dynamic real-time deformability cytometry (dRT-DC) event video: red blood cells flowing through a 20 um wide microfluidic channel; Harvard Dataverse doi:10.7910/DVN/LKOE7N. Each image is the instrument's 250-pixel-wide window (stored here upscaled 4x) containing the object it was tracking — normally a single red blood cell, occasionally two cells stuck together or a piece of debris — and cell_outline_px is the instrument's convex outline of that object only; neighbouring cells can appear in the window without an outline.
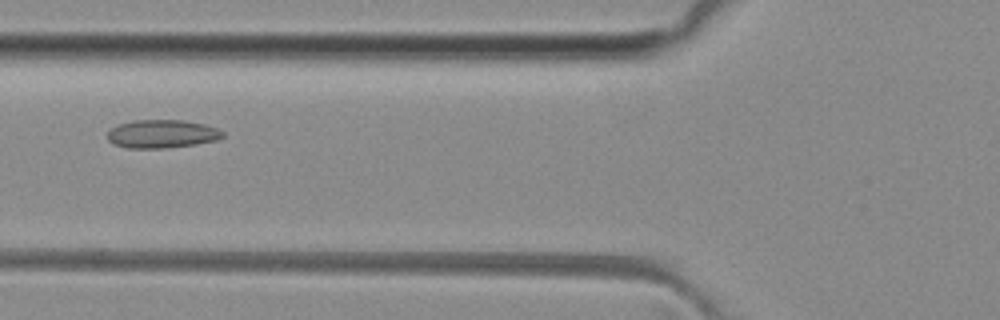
{"species": "common noctule bat (a hibernating species)", "species_latin": "Nyctalus noctula", "temperature_condition": "room temperature", "stored_images_in_passage": 48, "camera_frame_rate_fps": 3000, "um_per_image_px": 0.085, "animal": {"sex": "female", "body_mass_g": 29.2, "forearm_length_mm": 56.3}, "frame": {"image": 1, "passage_image": 17, "time_ms": 5.333, "image_size_px": [1000, 320], "cell_outline_px": [[224, 136], [216, 140], [196, 144], [164, 148], [128, 148], [112, 144], [108, 140], [108, 132], [112, 128], [120, 124], [132, 120], [184, 120], [204, 124], [216, 128], [224, 132]], "centroid_in_image_um": [13.76, 11.38], "position_along_channel_um": 112.0, "area_um2": 18.96}}
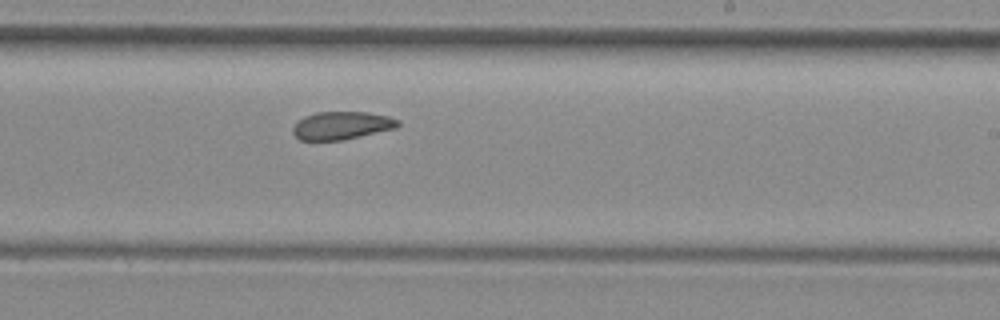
{"frame": {"image": 2, "passage_image": 28, "time_ms": 9.0, "image_size_px": [1000, 320], "cell_outline_px": [[400, 124], [396, 128], [340, 140], [300, 140], [292, 132], [292, 128], [304, 116], [316, 112], [368, 112], [388, 116], [400, 120]], "centroid_in_image_um": [29.05, 10.66], "position_along_channel_um": 259.9, "area_um2": 16.94}}
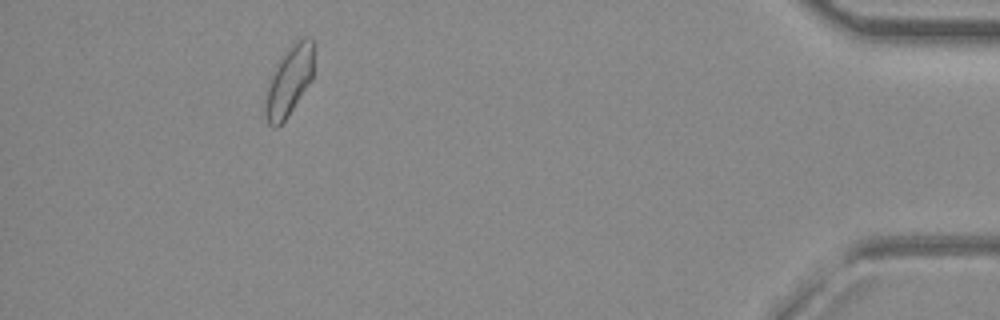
{"frame": {"image": 3, "passage_image": 44, "time_ms": 14.333, "image_size_px": [1000, 320], "cell_outline_px": [[316, 44], [312, 80], [284, 120], [276, 128], [272, 128], [268, 124], [264, 112], [264, 108], [268, 88], [272, 72], [280, 56], [296, 40], [304, 36], [312, 36]], "centroid_in_image_um": [24.62, 6.79], "position_along_channel_um": 410.6, "area_um2": 20.11}, "authors_computed_cell_mechanics": {"area_um2": 18.8428, "velocity_mm_per_s": 4.0424, "shape_relaxation_time_tau1_ms": null, "shape_relaxation_time_tau2_ms": 3.1224, "deformation_change_tau1": null, "deformation_change_tau2": 0.0877}}